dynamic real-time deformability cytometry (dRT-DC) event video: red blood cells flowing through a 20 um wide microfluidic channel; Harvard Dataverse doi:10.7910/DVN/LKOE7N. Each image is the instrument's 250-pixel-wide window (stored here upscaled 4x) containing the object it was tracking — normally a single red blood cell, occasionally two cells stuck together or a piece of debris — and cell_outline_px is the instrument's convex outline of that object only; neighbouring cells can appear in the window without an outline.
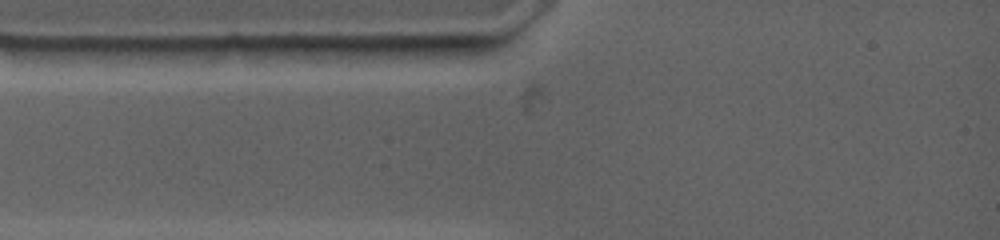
{"species": "common noctule bat (a hibernating species)", "species_latin": "Nyctalus noctula", "temperature_condition": "warm", "stored_images_in_passage": 2, "camera_frame_rate_fps": 4500, "um_per_image_px": 0.085, "animal": {"sex": "female", "body_mass_g": 19.0, "forearm_length_mm": 53.3}, "frame": {"image": 1, "passage_image": 1, "time_ms": 0.0, "image_size_px": [1000, 240], "cell_outline_px": [[468, 44], [432, 64], [316, 60], [308, 56], [300, 48], [300, 44]], "centroid_in_image_um": [32.38, 4.46], "position_along_channel_um": 52.6, "area_um2": 18.96}}